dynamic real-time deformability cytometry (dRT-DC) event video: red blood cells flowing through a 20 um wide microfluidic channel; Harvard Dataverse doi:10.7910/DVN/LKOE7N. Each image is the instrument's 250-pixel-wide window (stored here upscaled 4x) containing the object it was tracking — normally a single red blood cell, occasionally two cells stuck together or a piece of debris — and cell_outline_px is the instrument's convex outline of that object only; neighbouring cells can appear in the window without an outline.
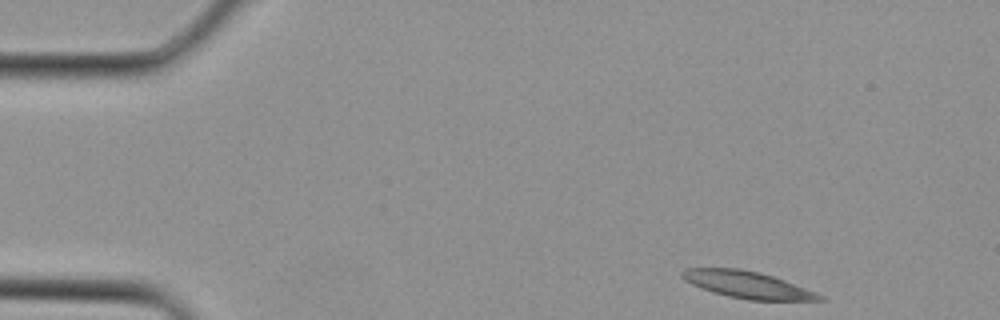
{"species": "Egyptian fruit bat (a non-hibernating species)", "species_latin": "Rousettus aegyptiacus", "temperature_condition": "cold", "stored_images_in_passage": 3, "camera_frame_rate_fps": 3000, "um_per_image_px": 0.085, "animal": {"sex": "female"}, "frame": {"image": 1, "passage_image": 1, "time_ms": 0.0, "image_size_px": [1000, 320], "cell_outline_px": [[828, 300], [748, 300], [728, 296], [712, 292], [692, 284], [684, 280], [680, 276], [680, 272], [684, 268], [740, 268], [760, 272], [784, 280], [816, 292], [824, 296]], "centroid_in_image_um": [63.51, 24.19], "position_along_channel_um": 21.5, "area_um2": 21.56}}
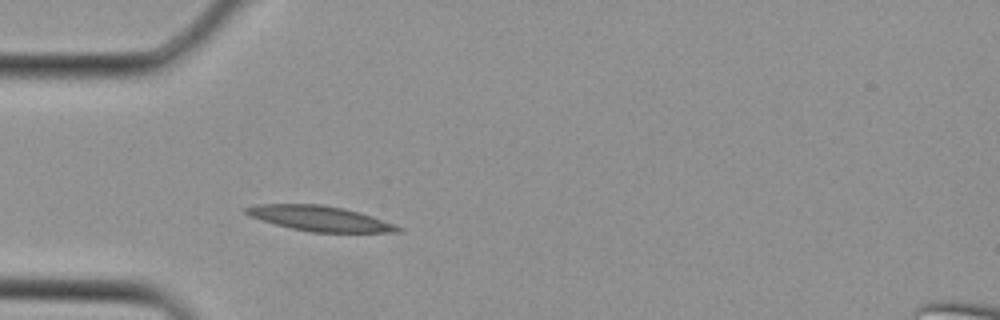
{"frame": {"image": 2, "passage_image": 3, "time_ms": 0.667, "image_size_px": [1000, 320], "cell_outline_px": [[404, 228], [400, 232], [312, 232], [292, 228], [260, 220], [248, 216], [244, 212], [244, 208], [256, 204], [320, 204], [344, 208], [372, 216], [396, 224]], "centroid_in_image_um": [27.18, 18.56], "position_along_channel_um": 57.8, "area_um2": 22.25}}